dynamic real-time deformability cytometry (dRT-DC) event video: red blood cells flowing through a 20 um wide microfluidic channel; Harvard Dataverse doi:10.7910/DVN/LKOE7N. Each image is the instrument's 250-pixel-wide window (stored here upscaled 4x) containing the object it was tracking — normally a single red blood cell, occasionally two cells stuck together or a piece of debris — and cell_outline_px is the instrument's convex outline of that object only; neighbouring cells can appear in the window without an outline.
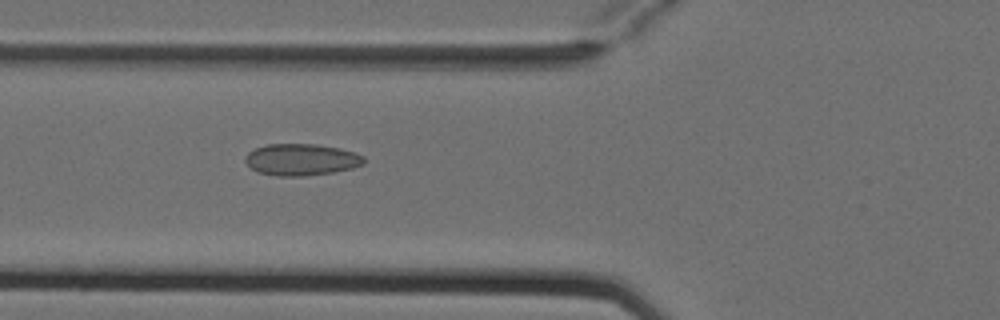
{"species": "Egyptian fruit bat (a non-hibernating species)", "species_latin": "Rousettus aegyptiacus", "temperature_condition": "cold", "stored_images_in_passage": 5, "camera_frame_rate_fps": 3000, "um_per_image_px": 0.085, "animal": {"sex": "female"}, "frame": {"image": 1, "passage_image": 5, "time_ms": 1.333, "image_size_px": [1000, 320], "cell_outline_px": [[364, 164], [352, 168], [332, 172], [304, 176], [276, 176], [256, 172], [244, 160], [244, 156], [248, 152], [256, 148], [268, 144], [316, 144], [340, 148], [356, 152], [364, 156]], "centroid_in_image_um": [25.61, 13.56], "position_along_channel_um": 100.2, "area_um2": 22.02}}